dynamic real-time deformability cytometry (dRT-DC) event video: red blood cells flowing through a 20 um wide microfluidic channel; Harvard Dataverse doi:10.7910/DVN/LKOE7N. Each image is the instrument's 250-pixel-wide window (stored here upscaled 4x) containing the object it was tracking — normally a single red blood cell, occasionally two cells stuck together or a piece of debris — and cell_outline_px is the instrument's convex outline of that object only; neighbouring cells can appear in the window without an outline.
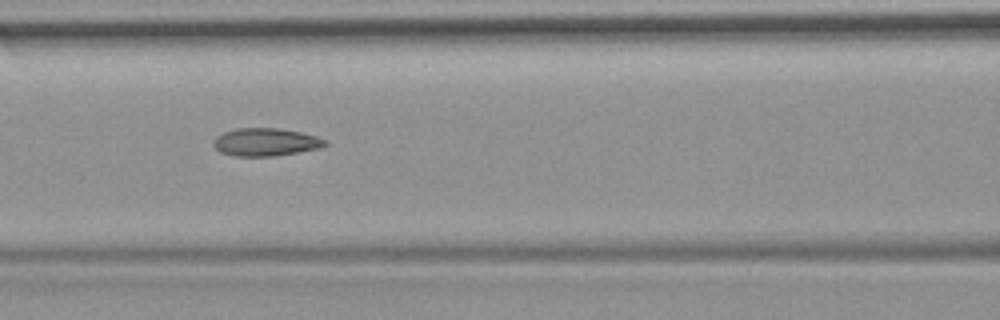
{"species": "common noctule bat (a hibernating species)", "species_latin": "Nyctalus noctula", "temperature_condition": "room temperature", "stored_images_in_passage": 4, "camera_frame_rate_fps": 3000, "um_per_image_px": 0.085, "animal": {"sex": "female", "body_mass_g": 19.9}, "frame": {"image": 1, "passage_image": 3, "time_ms": 3.0, "image_size_px": [1000, 320], "cell_outline_px": [[328, 144], [320, 148], [272, 156], [236, 156], [220, 152], [212, 144], [216, 136], [224, 132], [236, 128], [276, 128], [300, 132], [316, 136], [324, 140]], "centroid_in_image_um": [22.55, 12.07], "position_along_channel_um": 144.1, "area_um2": 17.92}}
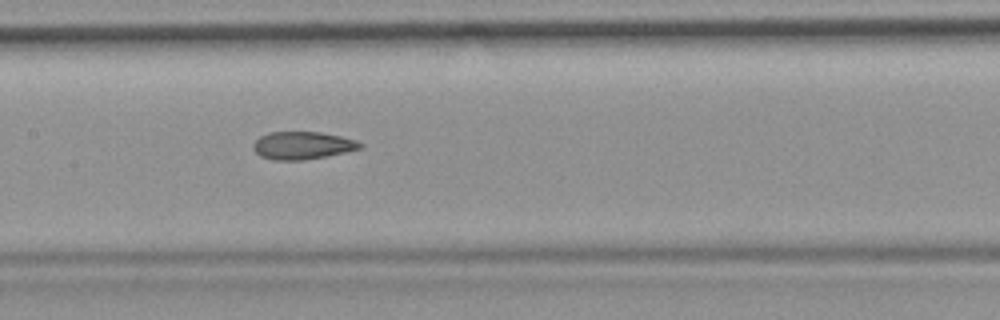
{"frame": {"image": 2, "passage_image": 4, "time_ms": 4.0, "image_size_px": [1000, 320], "cell_outline_px": [[364, 144], [360, 148], [344, 152], [324, 156], [300, 160], [272, 160], [260, 156], [252, 148], [252, 144], [260, 136], [268, 132], [320, 132], [340, 136], [356, 140]], "centroid_in_image_um": [25.66, 12.35], "position_along_channel_um": 181.7, "area_um2": 17.11}}